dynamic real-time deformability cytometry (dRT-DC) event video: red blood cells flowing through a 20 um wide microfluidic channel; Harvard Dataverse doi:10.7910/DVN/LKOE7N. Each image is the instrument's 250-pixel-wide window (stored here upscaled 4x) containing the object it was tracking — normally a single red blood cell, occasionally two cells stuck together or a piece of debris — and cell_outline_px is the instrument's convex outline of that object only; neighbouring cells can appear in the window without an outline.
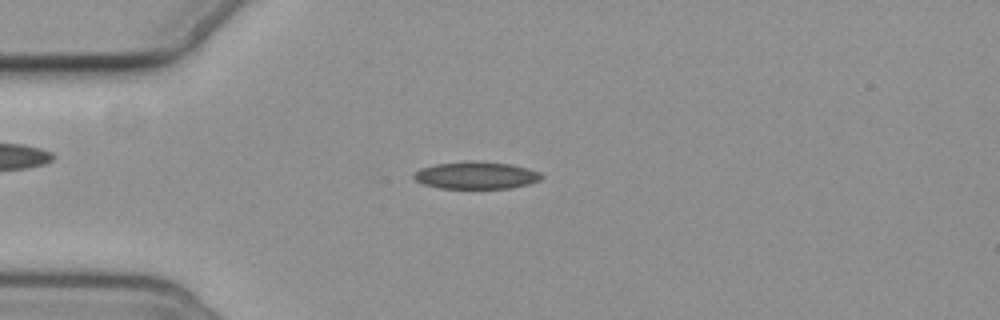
{"species": "common noctule bat (a hibernating species)", "species_latin": "Nyctalus noctula", "temperature_condition": "cold", "stored_images_in_passage": 8, "camera_frame_rate_fps": 3000, "um_per_image_px": 0.085, "animal": {"sex": "female", "body_mass_g": 19.3, "forearm_length_mm": 54.1}, "frame": {"image": 1, "passage_image": 3, "time_ms": 2.333, "image_size_px": [1000, 320], "cell_outline_px": [[544, 176], [540, 180], [528, 184], [508, 188], [440, 188], [424, 184], [416, 180], [412, 176], [412, 172], [420, 168], [436, 164], [464, 160], [476, 160], [512, 164], [528, 168], [540, 172]], "centroid_in_image_um": [40.46, 14.88], "position_along_channel_um": 44.5, "area_um2": 20.58}}
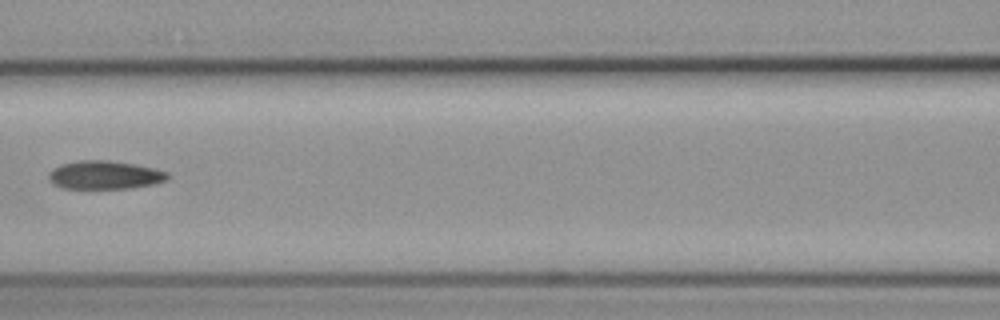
{"frame": {"image": 2, "passage_image": 6, "time_ms": 6.0, "image_size_px": [1000, 320], "cell_outline_px": [[168, 180], [156, 184], [132, 188], [64, 188], [52, 184], [48, 180], [48, 172], [52, 168], [60, 164], [80, 160], [108, 160], [136, 164], [168, 172]], "centroid_in_image_um": [8.88, 14.87], "position_along_channel_um": 157.7, "area_um2": 19.88}}
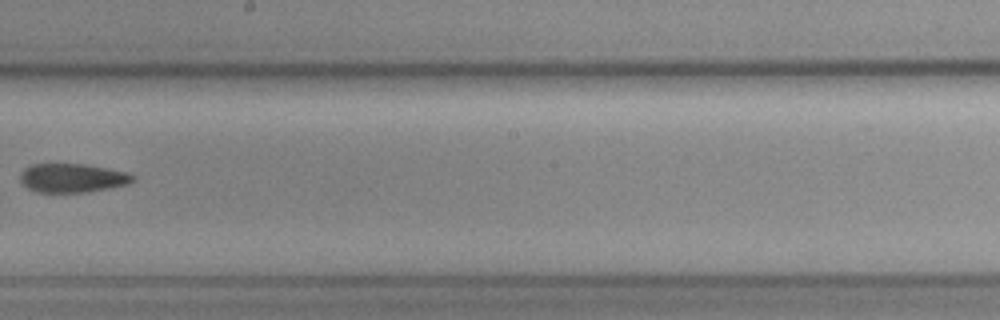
{"frame": {"image": 3, "passage_image": 8, "time_ms": 8.333, "image_size_px": [1000, 320], "cell_outline_px": [[136, 180], [128, 184], [108, 188], [84, 192], [36, 192], [28, 188], [20, 180], [20, 172], [24, 168], [32, 164], [84, 164], [124, 172], [136, 176]], "centroid_in_image_um": [6.13, 15.13], "position_along_channel_um": 242.1, "area_um2": 18.79}}